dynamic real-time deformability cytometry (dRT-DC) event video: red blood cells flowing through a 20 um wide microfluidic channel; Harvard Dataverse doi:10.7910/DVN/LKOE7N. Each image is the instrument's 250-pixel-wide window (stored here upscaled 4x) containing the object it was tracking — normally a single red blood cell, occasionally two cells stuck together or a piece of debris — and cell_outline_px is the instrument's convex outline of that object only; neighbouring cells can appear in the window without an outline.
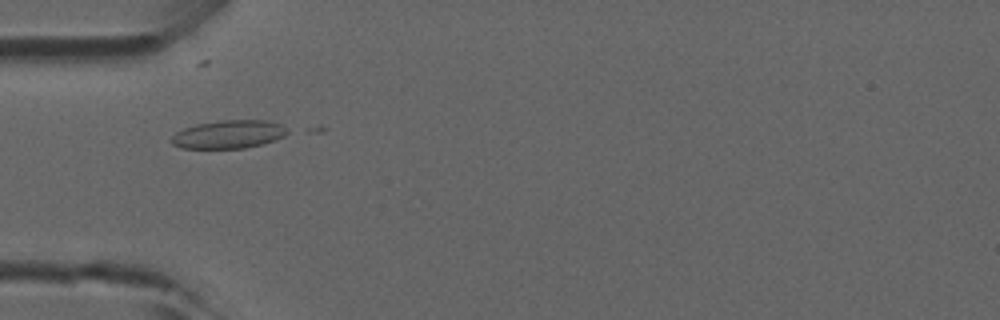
{"species": "common noctule bat (a hibernating species)", "species_latin": "Nyctalus noctula", "temperature_condition": "room temperature", "stored_images_in_passage": 48, "camera_frame_rate_fps": 3000, "um_per_image_px": 0.085, "animal": {"sex": "male", "forearm_length_mm": 52.5}, "frame": {"image": 1, "passage_image": 15, "time_ms": 4.667, "image_size_px": [1000, 320], "cell_outline_px": [[292, 132], [276, 140], [244, 148], [180, 148], [172, 144], [172, 136], [176, 132], [184, 128], [196, 124], [220, 120], [268, 120], [280, 124], [288, 128]], "centroid_in_image_um": [19.48, 11.41], "position_along_channel_um": 65.5, "area_um2": 19.19}}
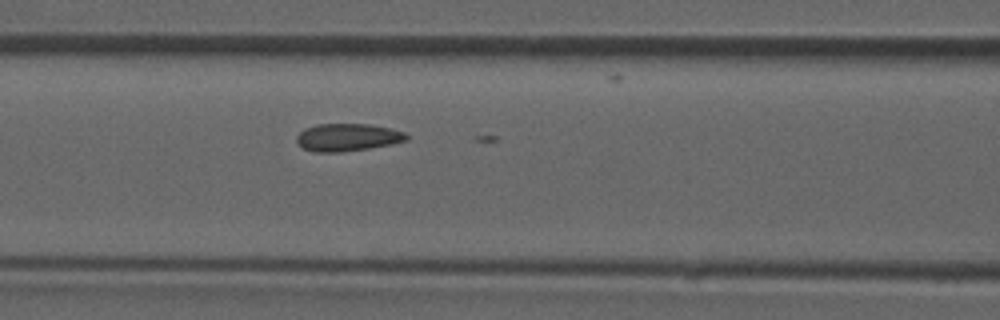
{"frame": {"image": 2, "passage_image": 20, "time_ms": 6.333, "image_size_px": [1000, 320], "cell_outline_px": [[408, 140], [392, 144], [368, 148], [340, 152], [316, 152], [304, 148], [296, 140], [296, 136], [304, 128], [316, 124], [368, 124], [392, 128], [404, 132], [408, 136]], "centroid_in_image_um": [29.55, 11.66], "position_along_channel_um": 137.0, "area_um2": 17.63}}